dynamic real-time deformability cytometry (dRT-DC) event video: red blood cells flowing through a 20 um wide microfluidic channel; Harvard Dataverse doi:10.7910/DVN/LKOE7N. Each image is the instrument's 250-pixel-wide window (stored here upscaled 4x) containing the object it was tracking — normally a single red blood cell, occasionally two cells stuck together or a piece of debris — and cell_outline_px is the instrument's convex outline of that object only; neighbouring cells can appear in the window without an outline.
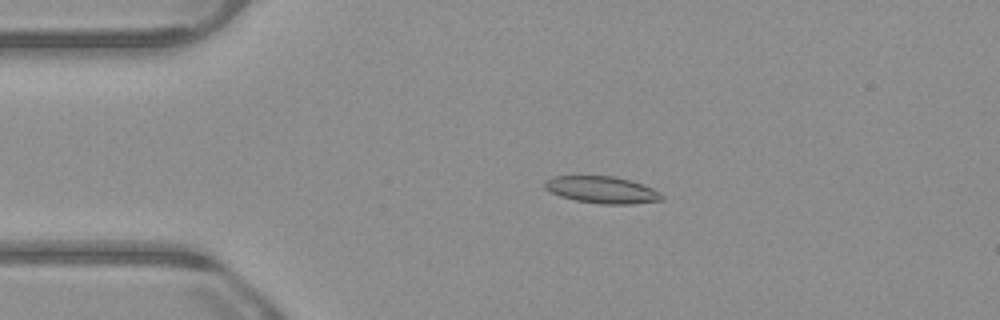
{"species": "common noctule bat (a hibernating species)", "species_latin": "Nyctalus noctula", "temperature_condition": "warm", "stored_images_in_passage": 53, "camera_frame_rate_fps": 3000, "um_per_image_px": 0.085, "animal": {"sex": "male", "body_mass_g": 23.1, "forearm_length_mm": 52.7}, "frame": {"image": 1, "passage_image": 11, "time_ms": 3.333, "image_size_px": [1000, 320], "cell_outline_px": [[664, 200], [632, 204], [600, 204], [576, 200], [560, 196], [544, 188], [544, 180], [556, 176], [612, 176], [632, 180], [652, 188], [660, 192], [664, 196]], "centroid_in_image_um": [51.19, 16.13], "position_along_channel_um": 33.8, "area_um2": 18.44}}
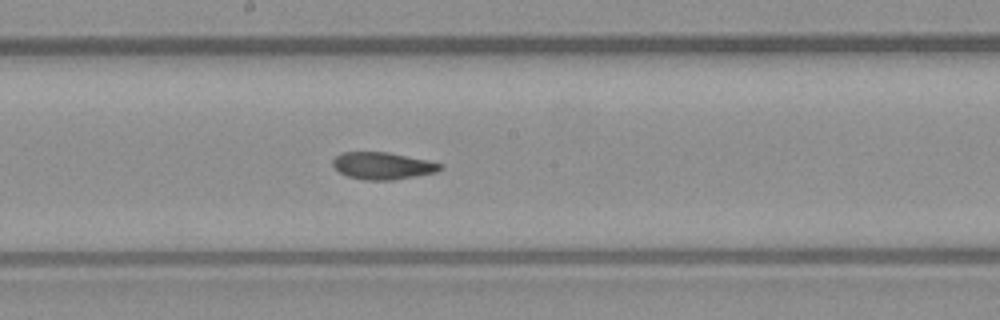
{"frame": {"image": 2, "passage_image": 28, "time_ms": 9.0, "image_size_px": [1000, 320], "cell_outline_px": [[444, 168], [436, 172], [416, 176], [392, 180], [364, 180], [348, 176], [340, 172], [332, 164], [332, 160], [340, 152], [388, 152], [428, 160], [444, 164]], "centroid_in_image_um": [32.55, 14.08], "position_along_channel_um": 215.6, "area_um2": 17.05}}
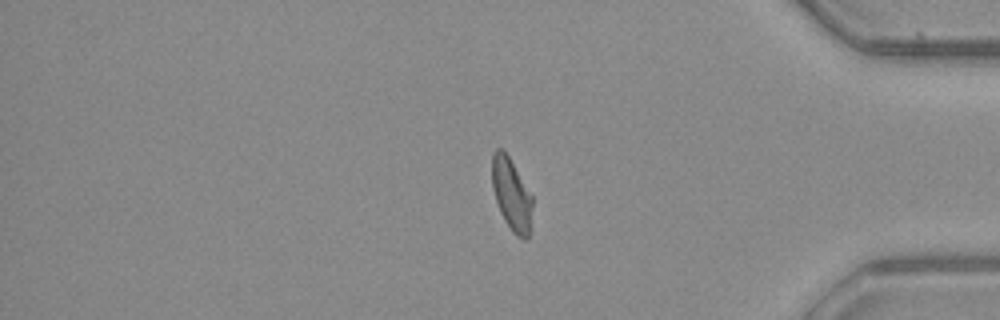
{"frame": {"image": 3, "passage_image": 44, "time_ms": 14.333, "image_size_px": [1000, 320], "cell_outline_px": [[532, 228], [528, 240], [524, 240], [516, 236], [512, 232], [504, 220], [500, 212], [492, 188], [492, 152], [496, 148], [504, 148], [532, 196]], "centroid_in_image_um": [43.49, 16.56], "position_along_channel_um": 391.7, "area_um2": 17.4}, "authors_computed_cell_mechanics": {"area_um2": 17.8602, "velocity_mm_per_s": 3.8564, "shape_relaxation_time_tau1_ms": null, "shape_relaxation_time_tau2_ms": 1.89, "deformation_change_tau1": null, "deformation_change_tau2": 0.0696}}